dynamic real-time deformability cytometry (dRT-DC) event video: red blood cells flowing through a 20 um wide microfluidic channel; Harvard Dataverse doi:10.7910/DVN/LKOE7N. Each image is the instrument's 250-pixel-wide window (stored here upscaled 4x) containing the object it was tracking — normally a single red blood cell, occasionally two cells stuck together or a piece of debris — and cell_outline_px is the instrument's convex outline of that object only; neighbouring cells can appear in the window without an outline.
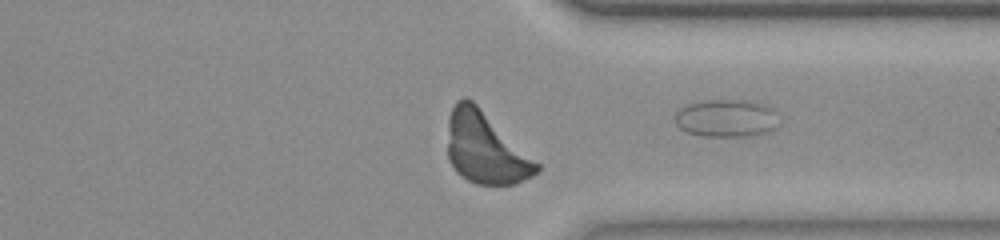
{"species": "common noctule bat (a hibernating species)", "species_latin": "Nyctalus noctula", "temperature_condition": "room temperature", "stored_images_in_passage": 43, "segment_of_instrument_passage": [2, 2], "camera_frame_rate_fps": 3000, "um_per_image_px": 0.085, "animal": {"sex": "female", "body_mass_g": 23.0, "forearm_length_mm": 53.4}, "frame": {"image": 1, "passage_image": 43, "time_ms": 14.0, "image_size_px": [1000, 240], "cell_outline_px": [[772, 128], [768, 132], [748, 136], [704, 136], [688, 132], [680, 128], [676, 124], [676, 112], [680, 108], [688, 104], [704, 100], [752, 100], [764, 104], [772, 108]], "centroid_in_image_um": [61.65, 10.03], "position_along_channel_um": 349.8, "area_um2": 22.25}}